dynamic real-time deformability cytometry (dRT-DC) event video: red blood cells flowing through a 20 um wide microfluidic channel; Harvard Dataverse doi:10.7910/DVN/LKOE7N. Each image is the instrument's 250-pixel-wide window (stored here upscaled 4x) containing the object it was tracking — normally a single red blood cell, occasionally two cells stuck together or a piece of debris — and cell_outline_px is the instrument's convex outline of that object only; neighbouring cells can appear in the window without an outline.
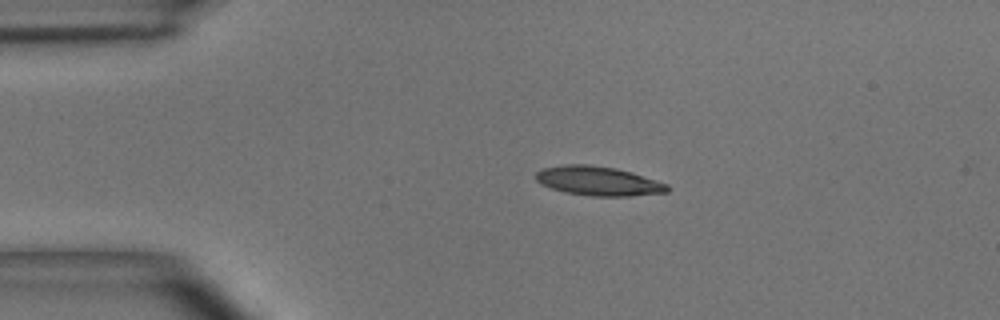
{"species": "common noctule bat (a hibernating species)", "species_latin": "Nyctalus noctula", "temperature_condition": "room temperature", "stored_images_in_passage": 49, "camera_frame_rate_fps": 3000, "um_per_image_px": 0.085, "animal": {"sex": "male", "body_mass_g": 15.6}, "frame": {"image": 1, "passage_image": 9, "time_ms": 2.667, "image_size_px": [1000, 320], "cell_outline_px": [[668, 192], [628, 196], [592, 196], [564, 192], [540, 184], [536, 180], [536, 172], [544, 168], [564, 164], [588, 164], [616, 168], [632, 172], [668, 184]], "centroid_in_image_um": [50.84, 15.38], "position_along_channel_um": 34.2, "area_um2": 22.37}}
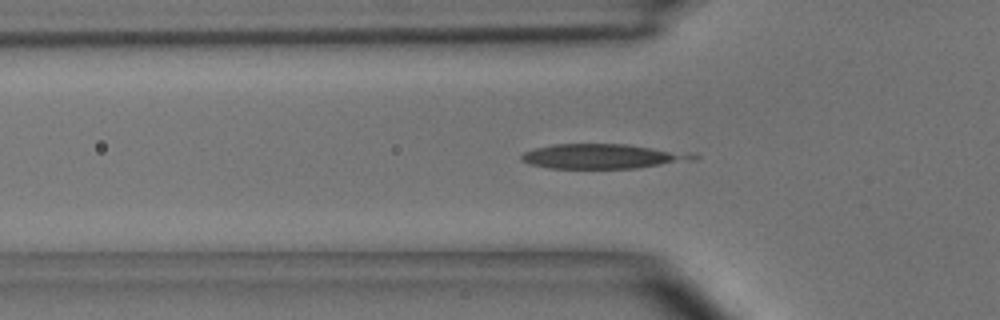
{"frame": {"image": 2, "passage_image": 15, "time_ms": 4.667, "image_size_px": [1000, 320], "cell_outline_px": [[700, 156], [696, 160], [636, 168], [548, 168], [532, 164], [520, 160], [520, 156], [524, 152], [536, 148], [552, 144], [628, 144], [696, 152]], "centroid_in_image_um": [51.36, 13.27], "position_along_channel_um": 74.4, "area_um2": 25.14}}
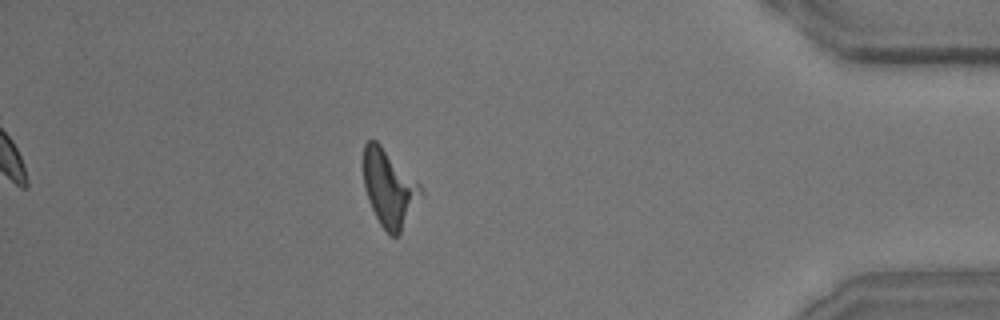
{"frame": {"image": 3, "passage_image": 43, "time_ms": 14.0, "image_size_px": [1000, 320], "cell_outline_px": [[424, 192], [400, 232], [396, 236], [388, 236], [380, 224], [368, 200], [364, 188], [364, 144], [368, 140], [376, 140], [424, 188]], "centroid_in_image_um": [33.08, 16.0], "position_along_channel_um": 402.1, "area_um2": 25.37}}